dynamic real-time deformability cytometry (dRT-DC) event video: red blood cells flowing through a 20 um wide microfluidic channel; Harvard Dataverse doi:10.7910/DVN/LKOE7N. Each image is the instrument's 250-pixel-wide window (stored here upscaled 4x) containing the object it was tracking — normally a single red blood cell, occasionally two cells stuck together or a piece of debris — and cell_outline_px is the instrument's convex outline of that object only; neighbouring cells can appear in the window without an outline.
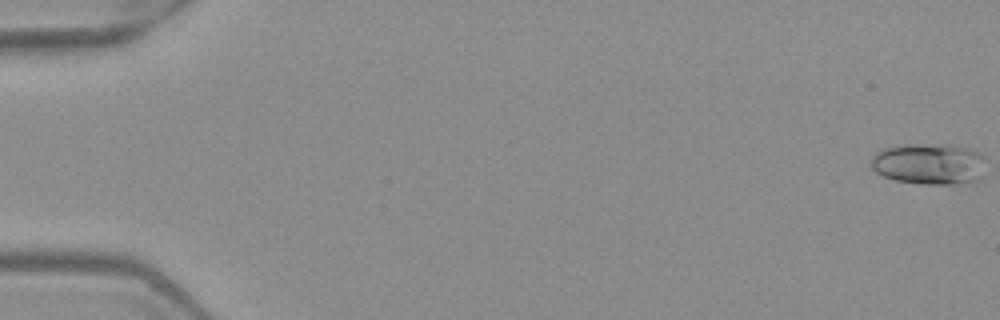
{"species": "Egyptian fruit bat (a non-hibernating species)", "species_latin": "Rousettus aegyptiacus", "temperature_condition": "warm", "stored_images_in_passage": 10, "camera_frame_rate_fps": 3000, "um_per_image_px": 0.085, "frame": {"image": 1, "passage_image": 1, "time_ms": 0.0, "image_size_px": [1000, 320], "cell_outline_px": [[984, 176], [980, 180], [952, 184], [924, 184], [896, 180], [884, 176], [876, 172], [872, 168], [868, 160], [876, 152], [884, 148], [896, 144], [952, 144], [968, 148], [980, 152], [984, 156]], "centroid_in_image_um": [78.98, 13.91], "position_along_channel_um": 6.0, "area_um2": 28.21}}